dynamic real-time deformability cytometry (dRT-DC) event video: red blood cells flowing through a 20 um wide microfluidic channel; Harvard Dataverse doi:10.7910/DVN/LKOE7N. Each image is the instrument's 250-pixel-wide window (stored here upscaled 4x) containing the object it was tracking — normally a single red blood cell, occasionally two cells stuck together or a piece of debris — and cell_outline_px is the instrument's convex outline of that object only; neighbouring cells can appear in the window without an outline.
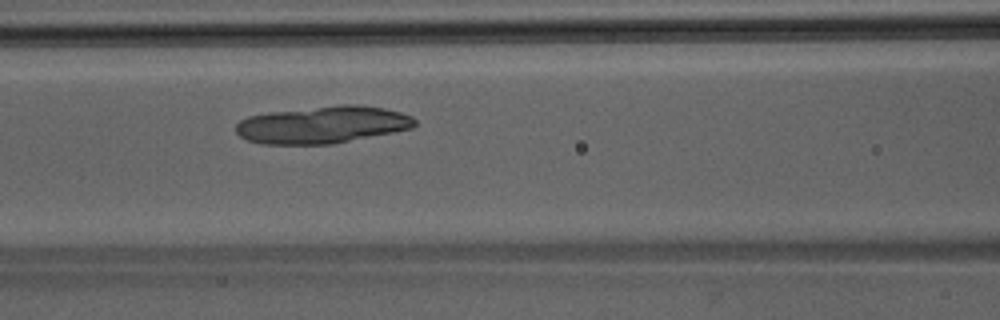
{"species": "Egyptian fruit bat (a non-hibernating species)", "species_latin": "Rousettus aegyptiacus", "temperature_condition": "room temperature", "stored_images_in_passage": 34, "camera_frame_rate_fps": 3000, "um_per_image_px": 0.085, "animal": {"sex": "male"}, "frame": {"image": 1, "passage_image": 8, "time_ms": 2.333, "image_size_px": [1000, 320], "cell_outline_px": [[416, 124], [412, 128], [332, 144], [264, 144], [248, 140], [240, 136], [236, 132], [236, 124], [240, 120], [248, 116], [268, 112], [340, 104], [360, 104], [384, 108], [400, 112], [412, 116], [416, 120]], "centroid_in_image_um": [27.41, 10.59], "position_along_channel_um": 139.2, "area_um2": 38.84}}
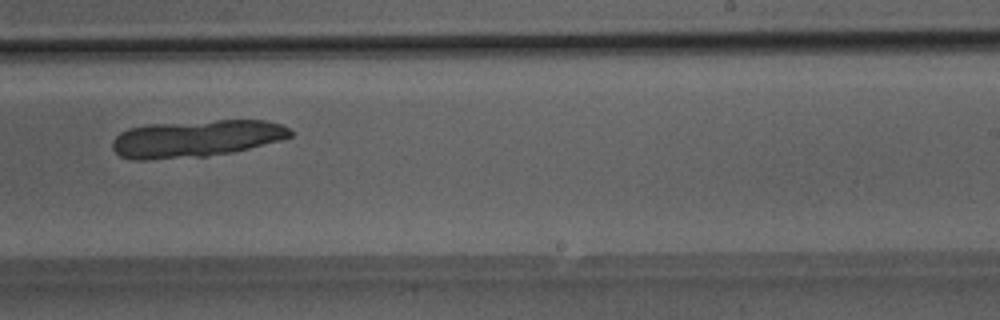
{"frame": {"image": 2, "passage_image": 17, "time_ms": 5.333, "image_size_px": [1000, 320], "cell_outline_px": [[292, 136], [280, 140], [232, 152], [208, 156], [148, 160], [132, 160], [120, 156], [112, 148], [112, 140], [120, 132], [128, 128], [148, 124], [216, 120], [264, 120], [280, 124], [288, 128], [292, 132]], "centroid_in_image_um": [16.61, 11.78], "position_along_channel_um": 272.4, "area_um2": 38.49}}
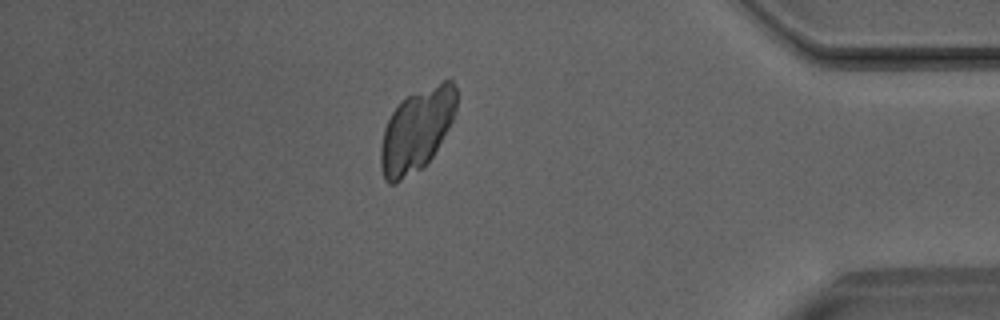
{"frame": {"image": 3, "passage_image": 28, "time_ms": 9.0, "image_size_px": [1000, 320], "cell_outline_px": [[456, 112], [448, 128], [432, 156], [420, 168], [396, 184], [388, 184], [384, 180], [380, 164], [380, 148], [384, 128], [392, 112], [400, 100], [408, 96], [444, 80], [452, 80], [456, 88]], "centroid_in_image_um": [35.39, 11.07], "position_along_channel_um": 399.8, "area_um2": 36.13}}